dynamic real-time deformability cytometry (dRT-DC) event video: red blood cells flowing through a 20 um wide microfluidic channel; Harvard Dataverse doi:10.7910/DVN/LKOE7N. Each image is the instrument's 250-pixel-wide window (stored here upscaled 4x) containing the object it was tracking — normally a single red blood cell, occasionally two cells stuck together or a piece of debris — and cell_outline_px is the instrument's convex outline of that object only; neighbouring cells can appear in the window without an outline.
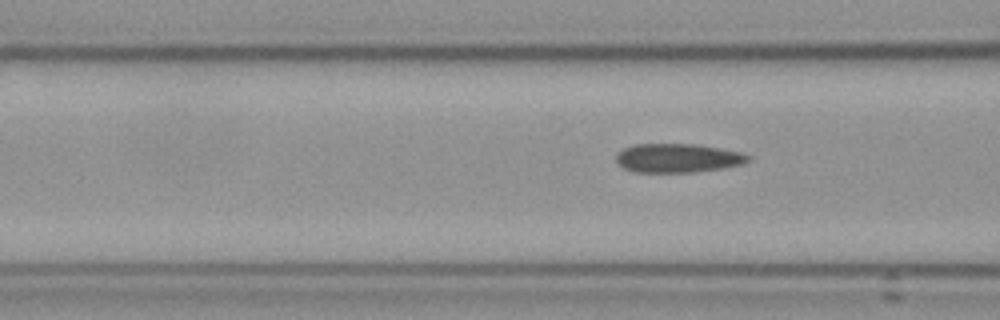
{"species": "Egyptian fruit bat (a non-hibernating species)", "species_latin": "Rousettus aegyptiacus", "temperature_condition": "cold", "stored_images_in_passage": 7, "segment_of_instrument_passage": [2, 2], "camera_frame_rate_fps": 3000, "um_per_image_px": 0.085, "frame": {"image": 1, "passage_image": 7, "time_ms": 7.667, "image_size_px": [1000, 320], "cell_outline_px": [[752, 156], [744, 164], [724, 168], [692, 172], [636, 172], [624, 168], [616, 160], [616, 156], [624, 148], [636, 144], [692, 144], [720, 148], [740, 152]], "centroid_in_image_um": [57.64, 13.44], "position_along_channel_um": 109.0, "area_um2": 22.08}}